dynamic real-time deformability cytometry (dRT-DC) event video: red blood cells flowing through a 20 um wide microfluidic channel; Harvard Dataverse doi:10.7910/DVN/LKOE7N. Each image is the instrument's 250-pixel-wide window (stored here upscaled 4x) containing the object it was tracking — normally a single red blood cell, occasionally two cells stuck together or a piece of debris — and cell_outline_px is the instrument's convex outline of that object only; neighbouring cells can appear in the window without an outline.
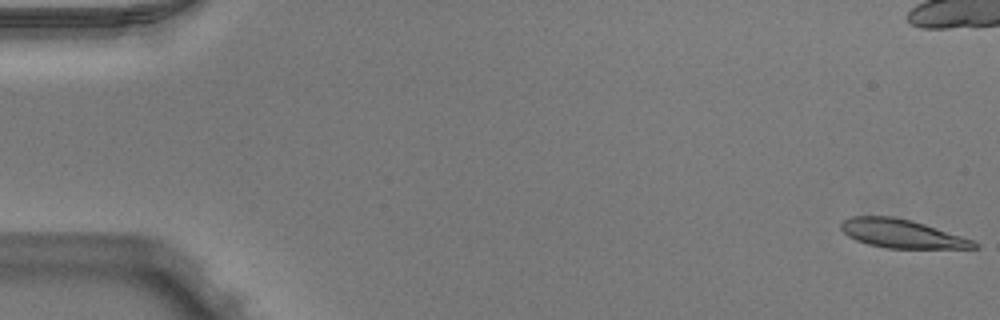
{"species": "Egyptian fruit bat (a non-hibernating species)", "species_latin": "Rousettus aegyptiacus", "temperature_condition": "warm", "stored_images_in_passage": 52, "camera_frame_rate_fps": 3000, "um_per_image_px": 0.085, "animal": {"sex": "male"}, "frame": {"image": 1, "passage_image": 1, "time_ms": 0.0, "image_size_px": [1000, 320], "cell_outline_px": [[980, 248], [888, 248], [868, 244], [856, 240], [848, 236], [840, 228], [840, 220], [852, 216], [892, 216], [912, 220], [972, 240], [980, 244]], "centroid_in_image_um": [76.6, 19.85], "position_along_channel_um": 8.4, "area_um2": 22.02}}
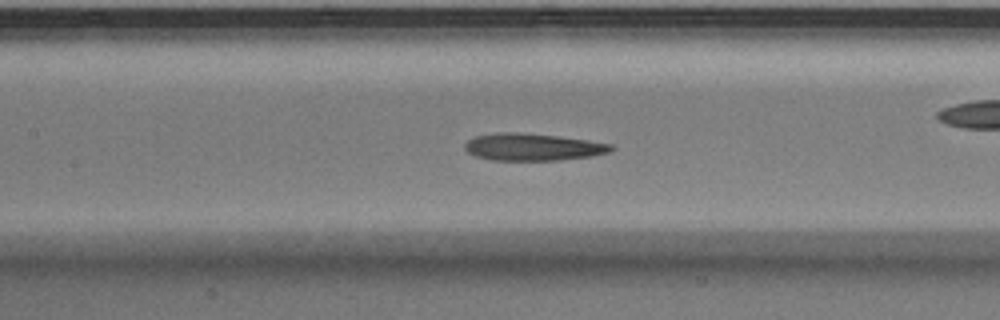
{"frame": {"image": 2, "passage_image": 24, "time_ms": 7.667, "image_size_px": [1000, 320], "cell_outline_px": [[616, 148], [608, 152], [592, 156], [560, 160], [492, 160], [476, 156], [468, 152], [464, 148], [464, 144], [468, 140], [476, 136], [496, 132], [516, 132], [556, 136], [588, 140], [612, 144]], "centroid_in_image_um": [45.29, 12.49], "position_along_channel_um": 162.1, "area_um2": 23.12}}
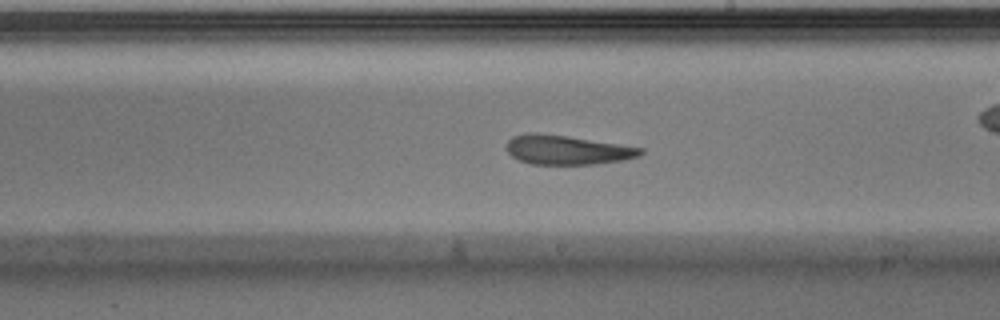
{"frame": {"image": 3, "passage_image": 30, "time_ms": 9.667, "image_size_px": [1000, 320], "cell_outline_px": [[644, 152], [640, 156], [624, 160], [596, 164], [532, 164], [520, 160], [512, 156], [508, 152], [508, 140], [512, 136], [528, 132], [536, 132], [568, 136], [644, 148]], "centroid_in_image_um": [48.23, 12.73], "position_along_channel_um": 240.8, "area_um2": 22.89}, "authors_computed_cell_mechanics": {"area_um2": 23.6402, "velocity_mm_per_s": 3.9436, "shape_relaxation_time_tau1_ms": 6.8037, "shape_relaxation_time_tau2_ms": 1.8666, "deformation_change_tau1": 0.2132, "deformation_change_tau2": 0.1051}}